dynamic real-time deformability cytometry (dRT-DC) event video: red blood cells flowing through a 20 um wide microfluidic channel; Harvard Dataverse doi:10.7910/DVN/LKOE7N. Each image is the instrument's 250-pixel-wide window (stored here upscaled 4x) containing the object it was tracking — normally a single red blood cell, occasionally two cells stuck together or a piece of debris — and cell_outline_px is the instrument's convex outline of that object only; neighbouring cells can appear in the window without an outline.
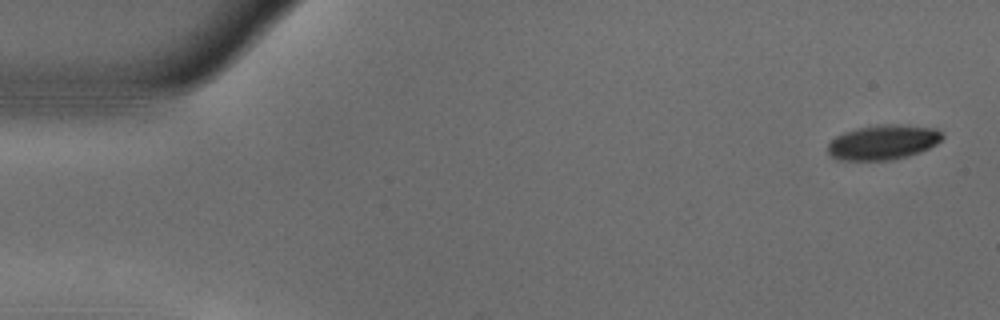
{"species": "common noctule bat (a hibernating species)", "species_latin": "Nyctalus noctula", "temperature_condition": "warm", "stored_images_in_passage": 12, "camera_frame_rate_fps": 3000, "um_per_image_px": 0.085, "animal": {"sex": "male", "body_mass_g": 18.8}, "frame": {"image": 1, "passage_image": 1, "time_ms": 0.0, "image_size_px": [1000, 320], "cell_outline_px": [[944, 136], [936, 144], [920, 152], [908, 156], [888, 160], [836, 160], [828, 152], [828, 144], [836, 136], [844, 132], [876, 124], [908, 124], [936, 128]], "centroid_in_image_um": [75.07, 12.08], "position_along_channel_um": 9.9, "area_um2": 23.29}}